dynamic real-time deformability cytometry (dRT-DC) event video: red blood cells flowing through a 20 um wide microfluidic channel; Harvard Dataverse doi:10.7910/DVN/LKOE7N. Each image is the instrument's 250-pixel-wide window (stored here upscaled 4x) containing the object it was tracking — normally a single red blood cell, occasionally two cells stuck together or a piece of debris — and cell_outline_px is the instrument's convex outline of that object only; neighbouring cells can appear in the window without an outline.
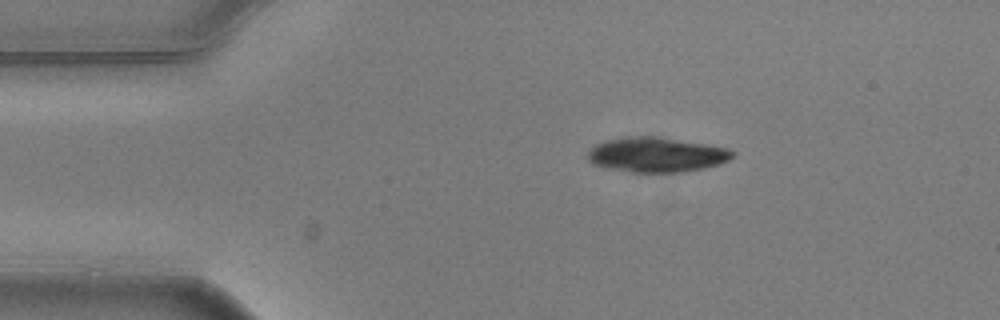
{"species": "common noctule bat (a hibernating species)", "species_latin": "Nyctalus noctula", "temperature_condition": "warm", "stored_images_in_passage": 3, "camera_frame_rate_fps": 3000, "um_per_image_px": 0.085, "animal": {"sex": "male", "body_mass_g": 20.5, "forearm_length_mm": 52.5}, "frame": {"image": 1, "passage_image": 1, "time_ms": 0.0, "image_size_px": [1000, 320], "cell_outline_px": [[736, 156], [720, 164], [704, 168], [684, 172], [632, 172], [604, 168], [592, 164], [584, 156], [596, 144], [608, 140], [628, 136], [656, 136], [728, 148], [736, 152]], "centroid_in_image_um": [55.79, 13.16], "position_along_channel_um": 29.2, "area_um2": 29.59}}